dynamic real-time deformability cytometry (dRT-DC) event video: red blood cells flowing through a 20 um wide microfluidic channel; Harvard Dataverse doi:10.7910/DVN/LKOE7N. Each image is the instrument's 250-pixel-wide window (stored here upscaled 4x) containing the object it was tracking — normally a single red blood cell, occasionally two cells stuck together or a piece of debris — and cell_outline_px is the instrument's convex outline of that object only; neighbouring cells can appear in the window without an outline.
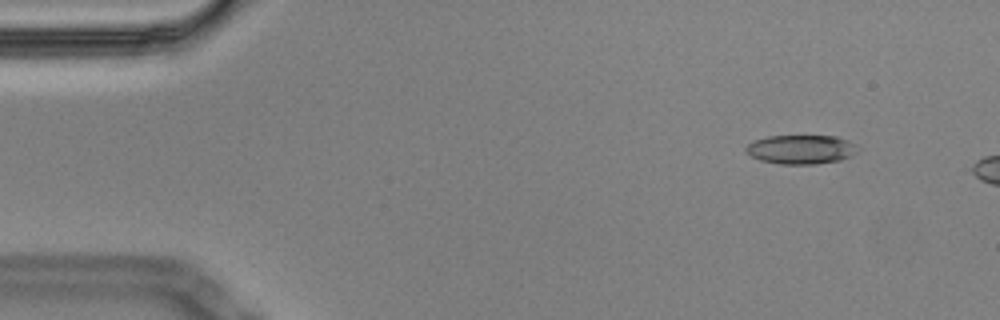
{"species": "Egyptian fruit bat (a non-hibernating species)", "species_latin": "Rousettus aegyptiacus", "temperature_condition": "cold", "stored_images_in_passage": 12, "camera_frame_rate_fps": 3000, "um_per_image_px": 0.085, "animal": {"sex": "male"}, "frame": {"image": 1, "passage_image": 4, "time_ms": 1.0, "image_size_px": [1000, 320], "cell_outline_px": [[860, 148], [852, 156], [840, 160], [816, 164], [780, 164], [760, 160], [744, 152], [744, 148], [752, 140], [768, 136], [836, 136], [848, 140]], "centroid_in_image_um": [68.07, 12.7], "position_along_channel_um": 16.9, "area_um2": 19.13}}